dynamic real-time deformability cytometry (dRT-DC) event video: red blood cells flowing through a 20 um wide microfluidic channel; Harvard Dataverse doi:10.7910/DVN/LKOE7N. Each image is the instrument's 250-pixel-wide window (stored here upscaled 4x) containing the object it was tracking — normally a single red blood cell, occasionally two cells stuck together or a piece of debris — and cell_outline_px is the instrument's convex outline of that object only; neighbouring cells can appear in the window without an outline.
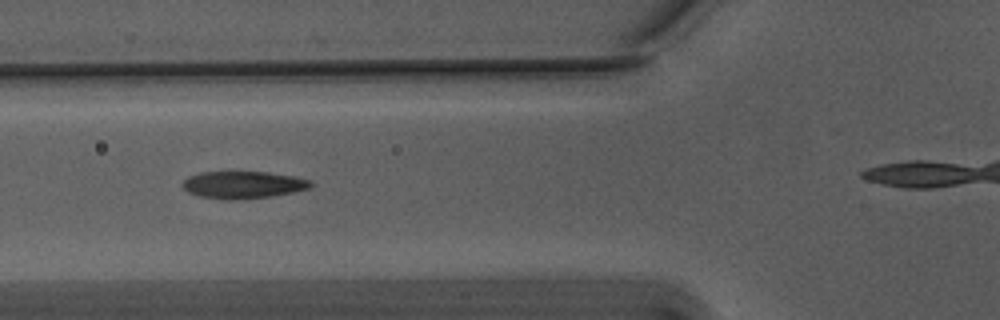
{"species": "Egyptian fruit bat (a non-hibernating species)", "species_latin": "Rousettus aegyptiacus", "temperature_condition": "warm", "stored_images_in_passage": 10, "camera_frame_rate_fps": 3000, "um_per_image_px": 0.085, "animal": {"sex": "male"}, "frame": {"image": 1, "passage_image": 4, "time_ms": 1.0, "image_size_px": [1000, 320], "cell_outline_px": [[312, 188], [272, 196], [236, 200], [228, 200], [200, 196], [188, 192], [180, 184], [188, 176], [200, 172], [268, 172], [296, 176], [312, 180]], "centroid_in_image_um": [20.68, 15.7], "position_along_channel_um": 105.1, "area_um2": 20.52}}
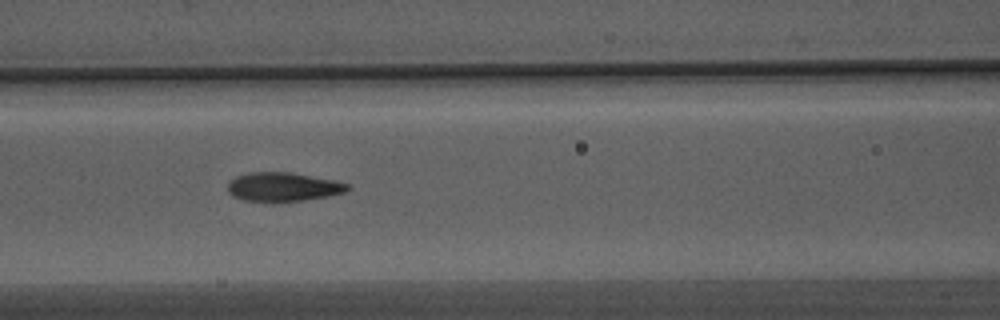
{"frame": {"image": 2, "passage_image": 7, "time_ms": 2.0, "image_size_px": [1000, 320], "cell_outline_px": [[352, 188], [344, 192], [328, 196], [304, 200], [272, 204], [264, 204], [244, 200], [232, 196], [228, 192], [228, 184], [236, 176], [248, 172], [292, 172], [332, 180], [348, 184]], "centroid_in_image_um": [24.02, 15.92], "position_along_channel_um": 142.6, "area_um2": 20.75}}